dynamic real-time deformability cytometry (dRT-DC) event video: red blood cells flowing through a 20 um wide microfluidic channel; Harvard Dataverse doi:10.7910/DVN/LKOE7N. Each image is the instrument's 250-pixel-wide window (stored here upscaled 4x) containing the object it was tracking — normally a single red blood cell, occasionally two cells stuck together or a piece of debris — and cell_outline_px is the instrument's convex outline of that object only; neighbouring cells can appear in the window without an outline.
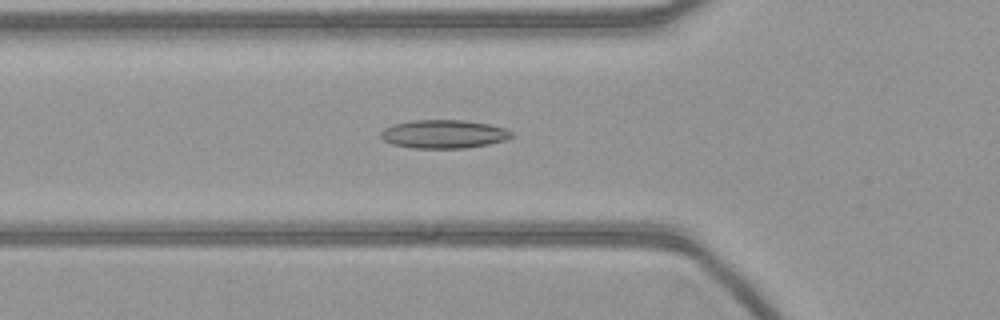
{"species": "common noctule bat (a hibernating species)", "species_latin": "Nyctalus noctula", "temperature_condition": "warm", "stored_images_in_passage": 53, "camera_frame_rate_fps": 3000, "um_per_image_px": 0.085, "animal": {"sex": "female", "body_mass_g": 21.9}, "frame": {"image": 1, "passage_image": 17, "time_ms": 5.333, "image_size_px": [1000, 320], "cell_outline_px": [[512, 136], [504, 140], [488, 144], [464, 148], [412, 148], [392, 144], [384, 140], [380, 136], [380, 132], [384, 128], [392, 124], [412, 120], [464, 120], [488, 124], [504, 128], [512, 132]], "centroid_in_image_um": [37.67, 11.39], "position_along_channel_um": 88.1, "area_um2": 21.62}}
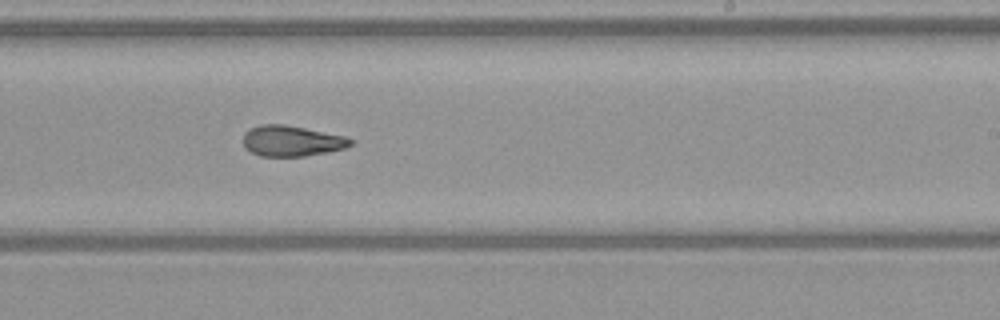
{"frame": {"image": 2, "passage_image": 31, "time_ms": 10.0, "image_size_px": [1000, 320], "cell_outline_px": [[352, 144], [344, 148], [328, 152], [304, 156], [260, 156], [244, 148], [244, 132], [260, 124], [284, 124], [348, 136], [352, 140]], "centroid_in_image_um": [24.8, 11.97], "position_along_channel_um": 264.2, "area_um2": 19.25}}
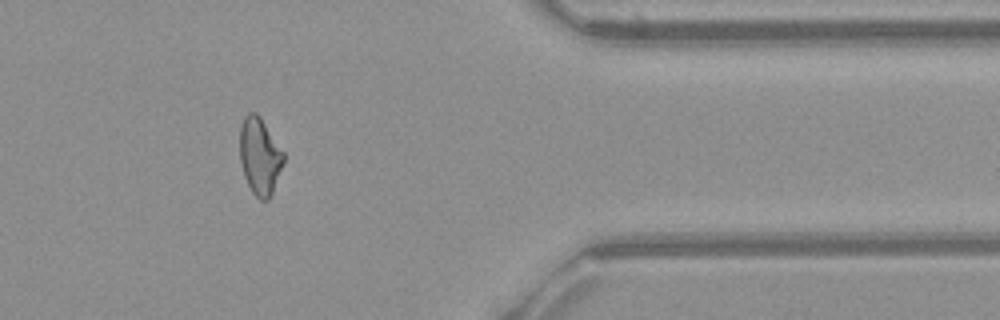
{"frame": {"image": 3, "passage_image": 43, "time_ms": 14.0, "image_size_px": [1000, 320], "cell_outline_px": [[284, 164], [272, 192], [268, 200], [260, 200], [252, 192], [244, 176], [240, 160], [240, 124], [244, 116], [248, 112], [256, 112], [260, 116], [284, 152]], "centroid_in_image_um": [22.08, 13.25], "position_along_channel_um": 389.3, "area_um2": 19.71}}